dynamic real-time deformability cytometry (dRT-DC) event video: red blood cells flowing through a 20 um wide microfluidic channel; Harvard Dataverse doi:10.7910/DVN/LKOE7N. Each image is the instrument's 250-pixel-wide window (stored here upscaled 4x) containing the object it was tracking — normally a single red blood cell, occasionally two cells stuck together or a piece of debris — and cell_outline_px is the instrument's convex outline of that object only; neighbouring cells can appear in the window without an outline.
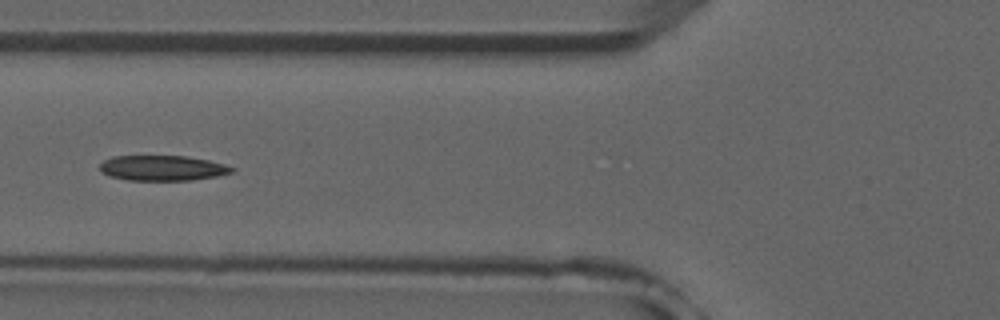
{"species": "common noctule bat (a hibernating species)", "species_latin": "Nyctalus noctula", "temperature_condition": "room temperature", "stored_images_in_passage": 5, "camera_frame_rate_fps": 3000, "um_per_image_px": 0.085, "animal": {"sex": "male", "forearm_length_mm": 52.5}, "frame": {"image": 1, "passage_image": 5, "time_ms": 5.333, "image_size_px": [1000, 320], "cell_outline_px": [[236, 168], [232, 172], [216, 176], [192, 180], [128, 180], [108, 176], [100, 172], [100, 164], [104, 160], [112, 156], [188, 156], [208, 160], [224, 164]], "centroid_in_image_um": [13.78, 14.28], "position_along_channel_um": 112.0, "area_um2": 19.48}}